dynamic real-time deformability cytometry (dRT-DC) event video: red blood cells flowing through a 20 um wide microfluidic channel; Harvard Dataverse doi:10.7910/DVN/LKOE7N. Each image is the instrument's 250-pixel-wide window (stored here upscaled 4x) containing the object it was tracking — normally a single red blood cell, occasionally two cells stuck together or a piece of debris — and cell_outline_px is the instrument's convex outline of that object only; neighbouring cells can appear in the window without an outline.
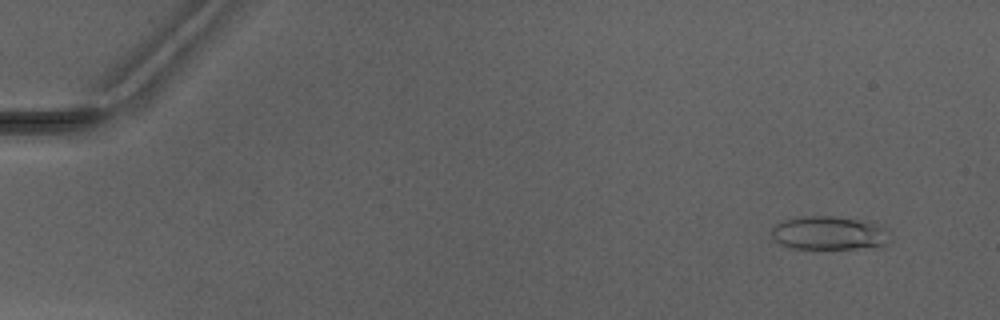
{"species": "Egyptian fruit bat (a non-hibernating species)", "species_latin": "Rousettus aegyptiacus", "temperature_condition": "warm", "stored_images_in_passage": 3, "camera_frame_rate_fps": 3000, "um_per_image_px": 0.085, "animal": {"sex": "male"}, "frame": {"image": 1, "passage_image": 1, "time_ms": 0.0, "image_size_px": [1000, 320], "cell_outline_px": [[892, 232], [888, 244], [884, 248], [788, 248], [780, 244], [772, 236], [772, 228], [776, 224], [784, 220], [800, 216], [836, 216], [868, 220], [888, 228]], "centroid_in_image_um": [70.6, 19.81], "position_along_channel_um": 14.4, "area_um2": 23.93}}